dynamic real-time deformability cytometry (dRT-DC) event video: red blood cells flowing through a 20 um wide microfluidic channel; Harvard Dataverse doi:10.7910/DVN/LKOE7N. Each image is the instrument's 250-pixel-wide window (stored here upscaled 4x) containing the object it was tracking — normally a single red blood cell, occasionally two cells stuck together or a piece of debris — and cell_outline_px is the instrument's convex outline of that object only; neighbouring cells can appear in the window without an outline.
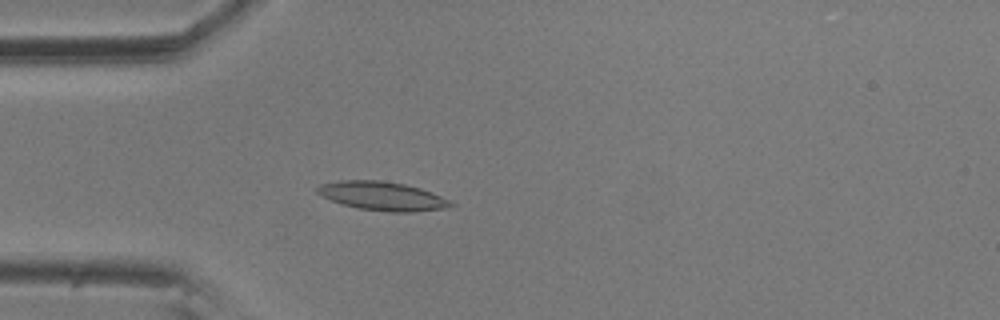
{"species": "common noctule bat (a hibernating species)", "species_latin": "Nyctalus noctula", "temperature_condition": "room temperature", "stored_images_in_passage": 4, "camera_frame_rate_fps": 3000, "um_per_image_px": 0.085, "animal": {"sex": "male", "body_mass_g": 20.5, "forearm_length_mm": 52.5}, "frame": {"image": 1, "passage_image": 4, "time_ms": 1.0, "image_size_px": [1000, 320], "cell_outline_px": [[456, 204], [452, 208], [412, 212], [388, 212], [360, 208], [344, 204], [332, 200], [316, 192], [316, 188], [320, 184], [340, 180], [380, 180], [404, 184], [420, 188], [440, 196]], "centroid_in_image_um": [32.54, 16.67], "position_along_channel_um": 52.5, "area_um2": 22.25}}